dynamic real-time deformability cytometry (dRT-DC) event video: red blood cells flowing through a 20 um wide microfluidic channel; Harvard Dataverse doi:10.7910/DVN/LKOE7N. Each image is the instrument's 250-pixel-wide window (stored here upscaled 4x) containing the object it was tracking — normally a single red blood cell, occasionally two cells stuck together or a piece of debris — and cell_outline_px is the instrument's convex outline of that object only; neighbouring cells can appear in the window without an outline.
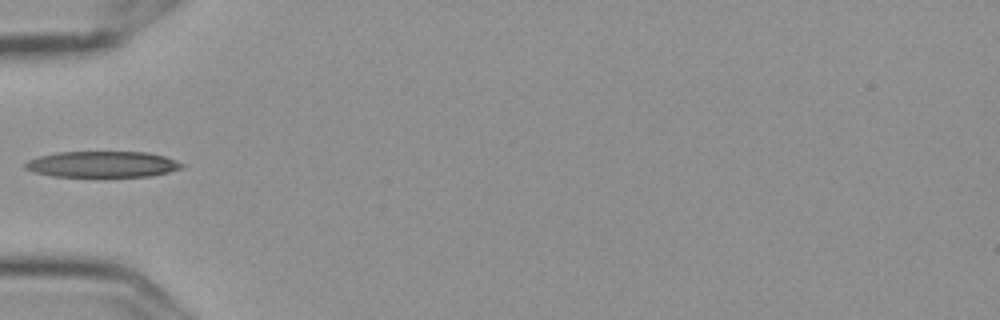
{"species": "Egyptian fruit bat (a non-hibernating species)", "species_latin": "Rousettus aegyptiacus", "temperature_condition": "cold", "stored_images_in_passage": 8, "camera_frame_rate_fps": 3000, "um_per_image_px": 0.085, "frame": {"image": 1, "passage_image": 7, "time_ms": 2.0, "image_size_px": [1000, 320], "cell_outline_px": [[184, 168], [152, 176], [52, 176], [32, 172], [24, 168], [24, 164], [28, 160], [36, 156], [56, 152], [148, 152], [164, 156], [176, 160], [184, 164]], "centroid_in_image_um": [8.68, 13.96], "position_along_channel_um": 76.3, "area_um2": 23.93}}
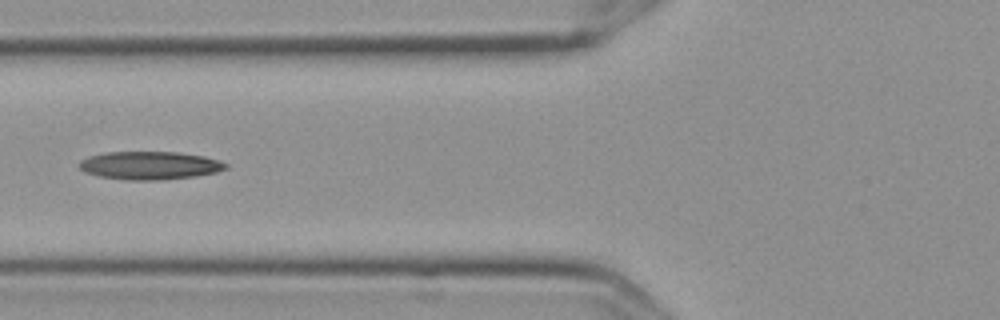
{"frame": {"image": 2, "passage_image": 8, "time_ms": 2.333, "image_size_px": [1000, 320], "cell_outline_px": [[228, 168], [216, 172], [196, 176], [160, 180], [128, 180], [100, 176], [84, 172], [80, 168], [80, 160], [88, 156], [104, 152], [176, 152], [204, 156], [220, 160], [228, 164]], "centroid_in_image_um": [12.74, 14.06], "position_along_channel_um": 113.1, "area_um2": 24.04}}